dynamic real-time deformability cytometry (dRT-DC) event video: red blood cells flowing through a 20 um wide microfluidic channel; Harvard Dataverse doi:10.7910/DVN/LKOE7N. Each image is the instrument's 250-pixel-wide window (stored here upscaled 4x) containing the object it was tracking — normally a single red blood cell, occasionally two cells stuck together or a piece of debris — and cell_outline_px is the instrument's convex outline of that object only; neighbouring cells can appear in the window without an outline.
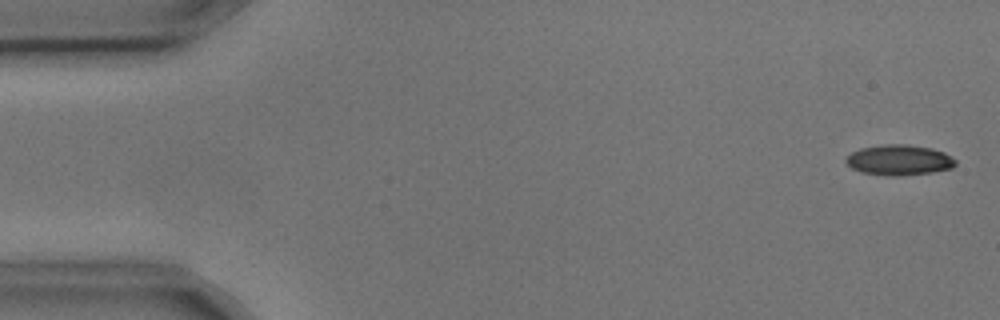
{"species": "common noctule bat (a hibernating species)", "species_latin": "Nyctalus noctula", "temperature_condition": "cold", "stored_images_in_passage": 4, "camera_frame_rate_fps": 3000, "um_per_image_px": 0.085, "animal": {"sex": "male", "body_mass_g": 17.9, "forearm_length_mm": 54.2}, "frame": {"image": 1, "passage_image": 1, "time_ms": 0.0, "image_size_px": [1000, 320], "cell_outline_px": [[956, 164], [952, 168], [932, 172], [900, 176], [888, 176], [860, 172], [852, 168], [844, 160], [852, 152], [860, 148], [888, 144], [904, 144], [932, 148], [944, 152], [952, 156], [956, 160]], "centroid_in_image_um": [76.44, 13.61], "position_along_channel_um": 8.6, "area_um2": 19.48}}